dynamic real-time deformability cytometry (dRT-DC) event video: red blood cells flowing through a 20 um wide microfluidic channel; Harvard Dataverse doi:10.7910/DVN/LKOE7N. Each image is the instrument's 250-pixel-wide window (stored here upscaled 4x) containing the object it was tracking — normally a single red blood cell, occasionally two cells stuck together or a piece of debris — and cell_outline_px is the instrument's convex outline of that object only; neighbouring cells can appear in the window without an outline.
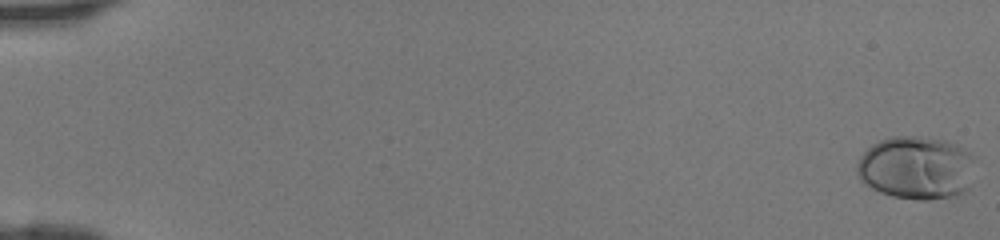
{"species": "human", "species_latin": "Homo sapiens", "temperature_condition": "room temperature", "stored_images_in_passage": 47, "camera_frame_rate_fps": 3000, "um_per_image_px": 0.085, "donor": {"sex": "female"}, "frame": {"image": 1, "passage_image": 1, "time_ms": 0.0, "image_size_px": [1000, 240], "cell_outline_px": [[976, 156], [968, 188], [964, 192], [952, 196], [928, 200], [920, 200], [892, 196], [880, 192], [864, 184], [860, 180], [856, 172], [856, 164], [860, 156], [872, 144], [888, 136], [920, 136], [944, 140], [956, 144], [972, 152]], "centroid_in_image_um": [77.88, 14.24], "position_along_channel_um": 7.1, "area_um2": 44.04}}
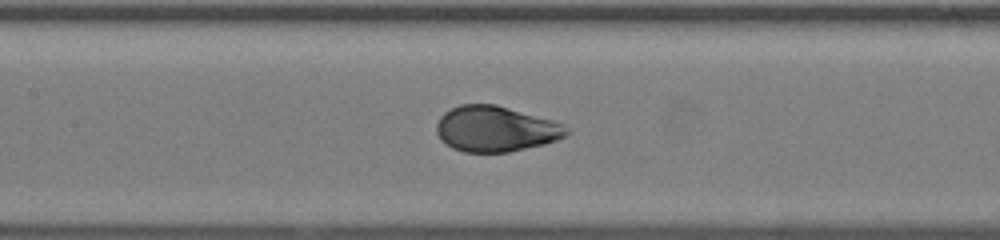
{"frame": {"image": 2, "passage_image": 24, "time_ms": 7.667, "image_size_px": [1000, 240], "cell_outline_px": [[568, 132], [564, 136], [556, 140], [544, 144], [508, 152], [464, 152], [452, 148], [440, 140], [436, 132], [436, 124], [440, 116], [444, 112], [460, 104], [496, 104], [552, 120], [564, 124], [568, 128]], "centroid_in_image_um": [42.09, 10.95], "position_along_channel_um": 165.3, "area_um2": 34.56}}
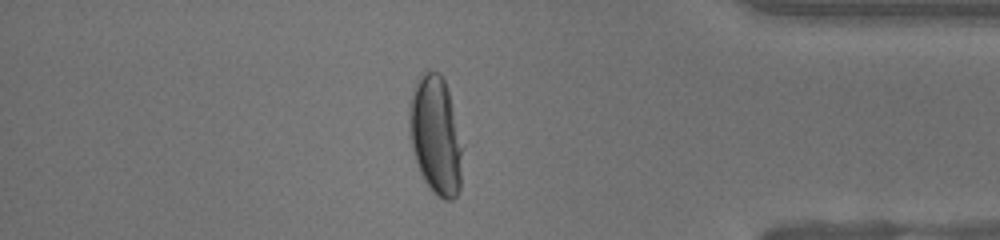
{"frame": {"image": 3, "passage_image": 41, "time_ms": 13.333, "image_size_px": [1000, 240], "cell_outline_px": [[460, 188], [456, 196], [452, 200], [444, 200], [432, 192], [424, 180], [420, 172], [408, 136], [408, 100], [412, 88], [416, 80], [428, 68], [440, 72], [444, 80], [448, 92], [460, 148]], "centroid_in_image_um": [36.94, 11.46], "position_along_channel_um": 398.3, "area_um2": 36.3}}